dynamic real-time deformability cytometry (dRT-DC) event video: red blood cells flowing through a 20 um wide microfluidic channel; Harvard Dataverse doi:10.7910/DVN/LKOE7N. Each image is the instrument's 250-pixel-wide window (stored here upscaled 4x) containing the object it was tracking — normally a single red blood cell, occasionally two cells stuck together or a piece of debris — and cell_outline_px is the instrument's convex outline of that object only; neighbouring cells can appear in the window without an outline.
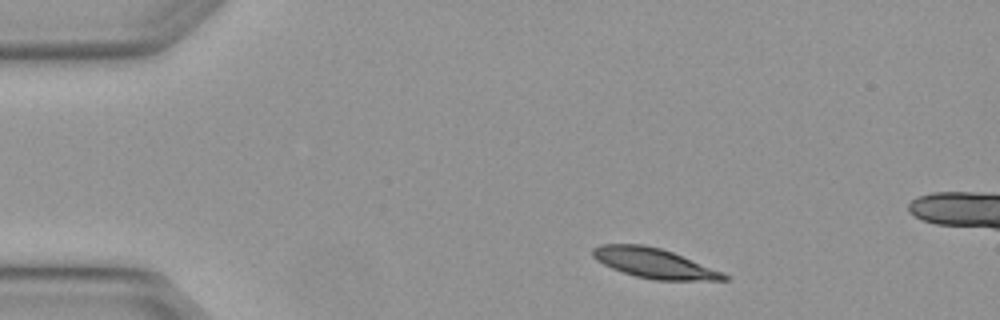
{"species": "Egyptian fruit bat (a non-hibernating species)", "species_latin": "Rousettus aegyptiacus", "temperature_condition": "warm", "stored_images_in_passage": 3, "camera_frame_rate_fps": 3000, "um_per_image_px": 0.085, "animal": {"sex": "female"}, "frame": {"image": 1, "passage_image": 1, "time_ms": 0.0, "image_size_px": [1000, 320], "cell_outline_px": [[732, 276], [728, 280], [652, 280], [636, 276], [612, 268], [596, 260], [592, 256], [592, 248], [600, 244], [644, 244], [660, 248], [672, 252], [724, 272]], "centroid_in_image_um": [55.62, 22.37], "position_along_channel_um": 29.4, "area_um2": 22.89}}